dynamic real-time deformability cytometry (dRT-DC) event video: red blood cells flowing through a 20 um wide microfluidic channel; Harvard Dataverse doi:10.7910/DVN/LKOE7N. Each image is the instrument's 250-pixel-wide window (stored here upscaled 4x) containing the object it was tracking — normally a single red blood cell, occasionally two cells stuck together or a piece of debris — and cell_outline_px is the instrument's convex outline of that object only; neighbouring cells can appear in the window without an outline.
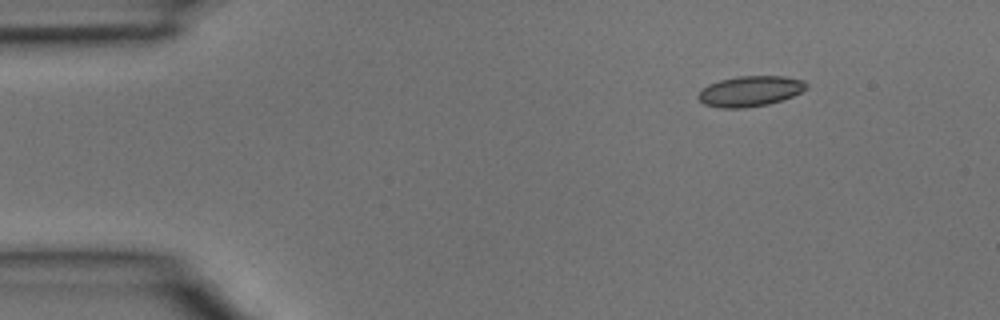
{"species": "common noctule bat (a hibernating species)", "species_latin": "Nyctalus noctula", "temperature_condition": "room temperature", "stored_images_in_passage": 4, "camera_frame_rate_fps": 3000, "um_per_image_px": 0.085, "animal": {"sex": "male", "body_mass_g": 15.6}, "frame": {"image": 1, "passage_image": 1, "time_ms": 0.0, "image_size_px": [1000, 320], "cell_outline_px": [[808, 88], [792, 96], [768, 104], [744, 108], [720, 108], [704, 104], [696, 96], [708, 84], [720, 80], [736, 76], [784, 76], [804, 80], [808, 84]], "centroid_in_image_um": [63.77, 7.74], "position_along_channel_um": 21.2, "area_um2": 19.19}}
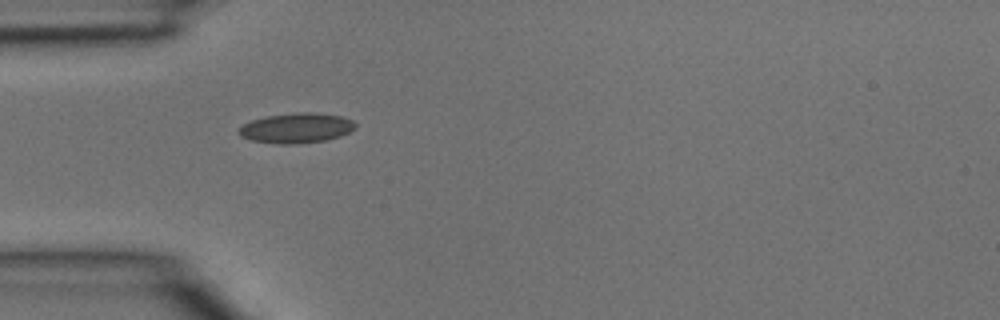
{"frame": {"image": 2, "passage_image": 3, "time_ms": 0.667, "image_size_px": [1000, 320], "cell_outline_px": [[356, 128], [340, 136], [324, 140], [292, 144], [280, 144], [252, 140], [240, 136], [240, 128], [244, 124], [252, 120], [268, 116], [300, 112], [312, 112], [340, 116], [352, 120], [356, 124]], "centroid_in_image_um": [25.22, 10.88], "position_along_channel_um": 59.8, "area_um2": 20.0}}